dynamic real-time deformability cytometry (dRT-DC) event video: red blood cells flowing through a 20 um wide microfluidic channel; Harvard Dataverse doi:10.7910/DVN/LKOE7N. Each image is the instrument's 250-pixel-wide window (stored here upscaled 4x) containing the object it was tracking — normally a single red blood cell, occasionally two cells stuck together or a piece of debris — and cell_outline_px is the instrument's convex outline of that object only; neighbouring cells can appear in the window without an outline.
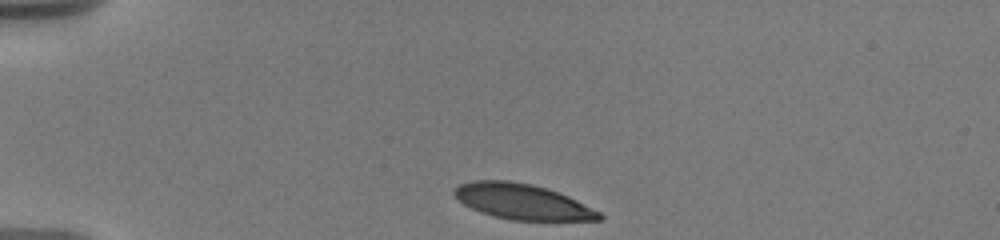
{"species": "human", "species_latin": "Homo sapiens", "temperature_condition": "warm", "stored_images_in_passage": 48, "camera_frame_rate_fps": 3000, "um_per_image_px": 0.085, "donor": {"sex": "male"}, "frame": {"image": 1, "passage_image": 1, "time_ms": 0.0, "image_size_px": [1000, 240], "cell_outline_px": [[604, 216], [600, 220], [512, 220], [480, 212], [464, 204], [452, 192], [460, 184], [472, 180], [508, 180], [532, 184], [548, 188], [568, 196], [600, 212]], "centroid_in_image_um": [44.4, 17.13], "position_along_channel_um": 40.6, "area_um2": 29.71}}
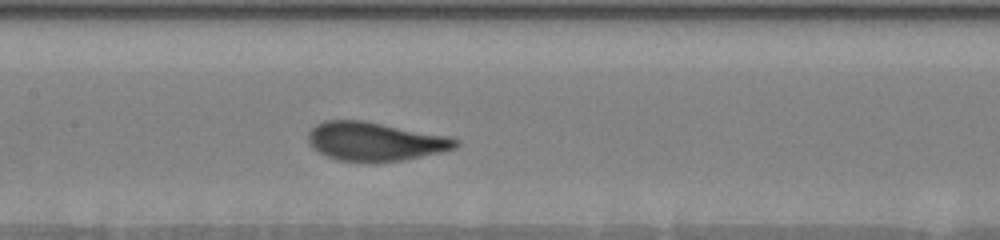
{"frame": {"image": 2, "passage_image": 21, "time_ms": 5.0, "image_size_px": [1000, 240], "cell_outline_px": [[460, 144], [456, 148], [440, 152], [404, 160], [368, 164], [364, 164], [336, 160], [312, 148], [308, 144], [308, 132], [316, 124], [324, 120], [364, 120], [444, 136], [460, 140]], "centroid_in_image_um": [31.82, 12.05], "position_along_channel_um": 175.6, "area_um2": 33.64}}
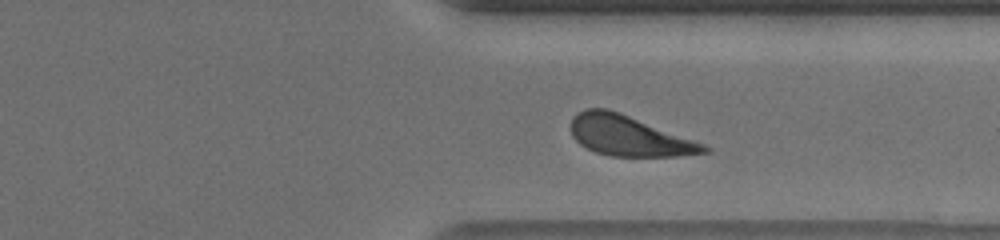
{"frame": {"image": 3, "passage_image": 38, "time_ms": 10.0, "image_size_px": [1000, 240], "cell_outline_px": [[712, 152], [676, 156], [612, 156], [596, 152], [580, 144], [572, 136], [568, 124], [572, 116], [576, 112], [588, 108], [608, 108], [620, 112], [704, 144], [712, 148]], "centroid_in_image_um": [53.42, 11.53], "position_along_channel_um": 358.0, "area_um2": 31.39}, "authors_computed_cell_mechanics": {"area_um2": 32.8882, "velocity_mm_per_s": 3.6462, "shape_relaxation_time_tau1_ms": 2.2542, "shape_relaxation_time_tau2_ms": null, "deformation_change_tau1": 0.1452, "deformation_change_tau2": null}}